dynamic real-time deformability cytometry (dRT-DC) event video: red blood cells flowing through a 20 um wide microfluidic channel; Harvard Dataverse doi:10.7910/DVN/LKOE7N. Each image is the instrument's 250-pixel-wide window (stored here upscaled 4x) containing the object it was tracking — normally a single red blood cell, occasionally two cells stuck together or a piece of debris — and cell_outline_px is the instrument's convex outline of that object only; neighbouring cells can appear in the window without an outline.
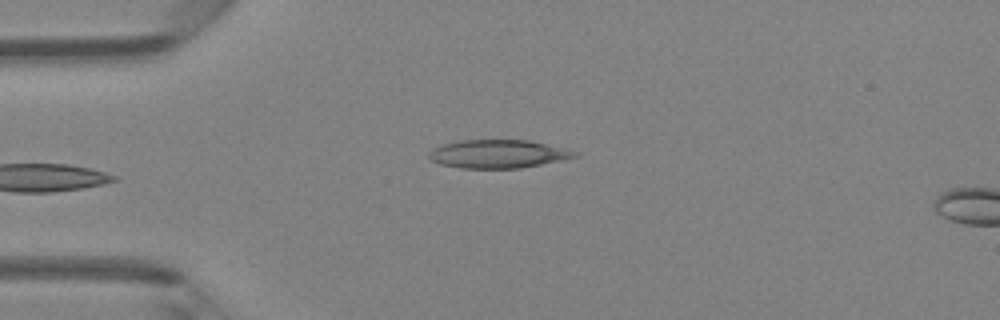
{"species": "Egyptian fruit bat (a non-hibernating species)", "species_latin": "Rousettus aegyptiacus", "temperature_condition": "room temperature", "stored_images_in_passage": 4, "camera_frame_rate_fps": 3000, "um_per_image_px": 0.085, "animal": {"sex": "female"}, "frame": {"image": 1, "passage_image": 4, "time_ms": 1.0, "image_size_px": [1000, 320], "cell_outline_px": [[580, 156], [564, 160], [520, 168], [460, 168], [440, 164], [432, 160], [428, 156], [428, 152], [432, 148], [440, 144], [456, 140], [528, 140], [568, 148], [580, 152]], "centroid_in_image_um": [42.37, 13.07], "position_along_channel_um": 42.6, "area_um2": 24.51}}